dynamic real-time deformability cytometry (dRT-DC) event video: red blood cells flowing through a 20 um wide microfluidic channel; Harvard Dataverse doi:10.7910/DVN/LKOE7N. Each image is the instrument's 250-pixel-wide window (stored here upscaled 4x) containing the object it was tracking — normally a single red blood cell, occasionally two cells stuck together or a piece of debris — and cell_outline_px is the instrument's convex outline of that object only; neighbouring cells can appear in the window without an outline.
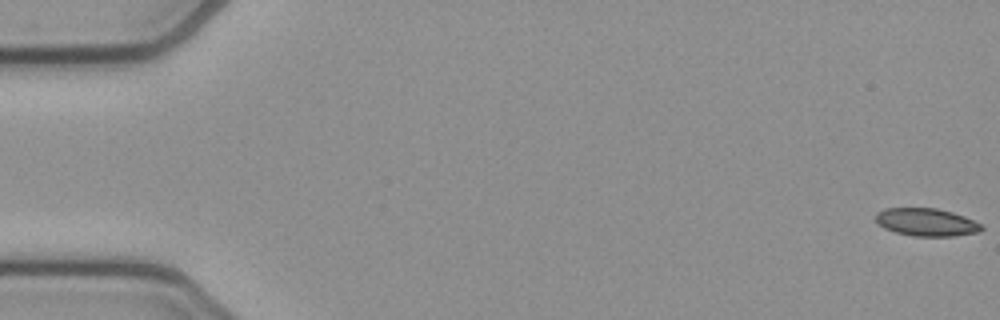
{"species": "common noctule bat (a hibernating species)", "species_latin": "Nyctalus noctula", "temperature_condition": "cold", "stored_images_in_passage": 54, "camera_frame_rate_fps": 3000, "um_per_image_px": 0.085, "animal": {"sex": "female", "body_mass_g": 21.9}, "frame": {"image": 1, "passage_image": 1, "time_ms": 0.0, "image_size_px": [1000, 320], "cell_outline_px": [[984, 228], [980, 232], [952, 236], [912, 236], [896, 232], [884, 228], [876, 220], [876, 212], [884, 208], [936, 208], [952, 212], [964, 216], [980, 224]], "centroid_in_image_um": [78.74, 18.88], "position_along_channel_um": 6.3, "area_um2": 17.05}}
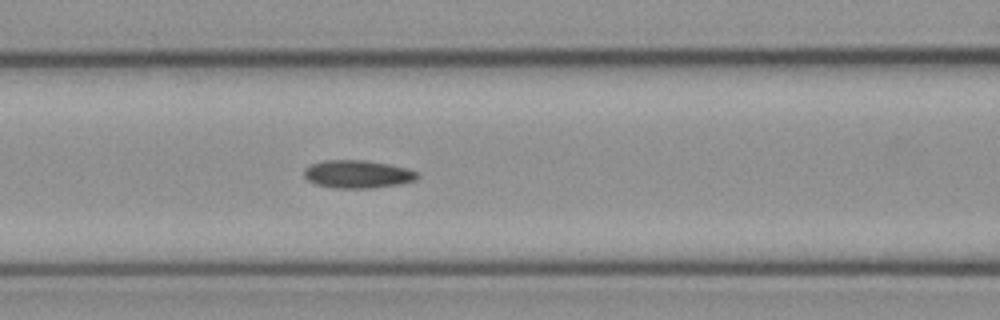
{"frame": {"image": 2, "passage_image": 23, "time_ms": 7.333, "image_size_px": [1000, 320], "cell_outline_px": [[420, 176], [416, 180], [400, 184], [372, 188], [332, 188], [316, 184], [308, 180], [304, 176], [304, 168], [312, 164], [324, 160], [368, 160], [408, 168], [416, 172]], "centroid_in_image_um": [30.4, 14.8], "position_along_channel_um": 136.2, "area_um2": 18.55}}
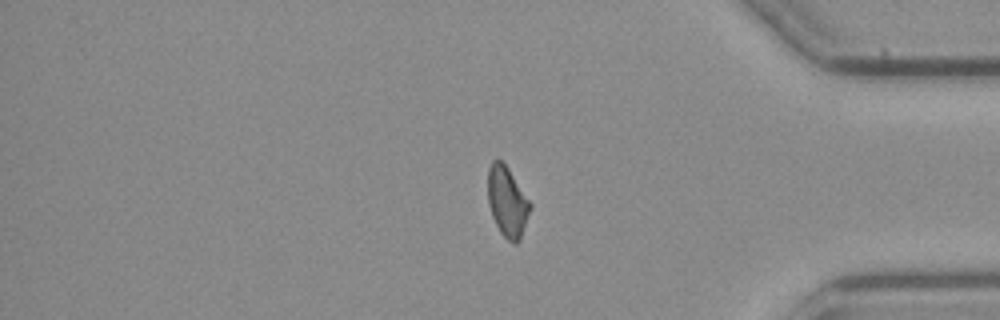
{"frame": {"image": 3, "passage_image": 45, "time_ms": 14.667, "image_size_px": [1000, 320], "cell_outline_px": [[532, 208], [520, 240], [516, 244], [512, 244], [500, 232], [492, 216], [488, 204], [488, 168], [492, 160], [500, 160], [508, 168], [532, 204]], "centroid_in_image_um": [43.13, 17.17], "position_along_channel_um": 392.1, "area_um2": 17.4}, "authors_computed_cell_mechanics": {"area_um2": 17.7446, "velocity_mm_per_s": 3.8306, "shape_relaxation_time_tau1_ms": 9.7878, "shape_relaxation_time_tau2_ms": 6.0105, "deformation_change_tau1": 0.1761, "deformation_change_tau2": 0.1136}}